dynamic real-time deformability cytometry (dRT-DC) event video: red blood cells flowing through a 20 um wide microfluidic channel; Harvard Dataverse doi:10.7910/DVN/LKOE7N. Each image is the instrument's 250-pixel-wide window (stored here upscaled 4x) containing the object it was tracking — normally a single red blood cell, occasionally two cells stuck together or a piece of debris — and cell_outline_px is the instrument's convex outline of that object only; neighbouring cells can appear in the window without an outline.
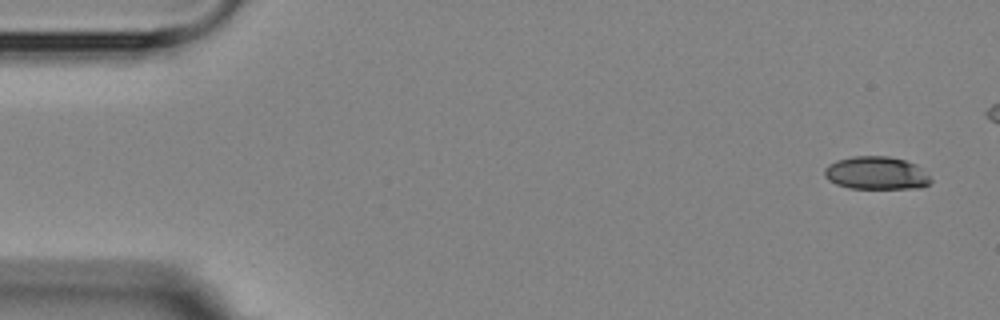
{"species": "Egyptian fruit bat (a non-hibernating species)", "species_latin": "Rousettus aegyptiacus", "temperature_condition": "room temperature", "stored_images_in_passage": 5, "segment_of_instrument_passage": [1, 2], "camera_frame_rate_fps": 3000, "um_per_image_px": 0.085, "animal": {"sex": "female"}, "frame": {"image": 1, "passage_image": 1, "time_ms": 0.0, "image_size_px": [1000, 320], "cell_outline_px": [[932, 180], [928, 184], [920, 188], [848, 188], [836, 184], [828, 180], [824, 176], [824, 168], [828, 164], [836, 160], [852, 156], [888, 156], [904, 160], [916, 164]], "centroid_in_image_um": [74.44, 14.71], "position_along_channel_um": 10.6, "area_um2": 20.4}}
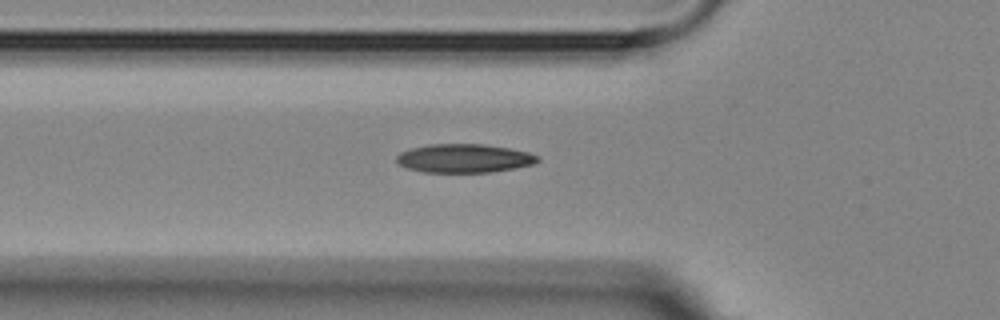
{"frame": {"image": 2, "passage_image": 4, "time_ms": 5.333, "image_size_px": [1000, 320], "cell_outline_px": [[540, 160], [532, 164], [516, 168], [488, 172], [424, 172], [408, 168], [400, 164], [396, 160], [396, 156], [400, 152], [412, 148], [428, 144], [484, 144], [508, 148], [528, 152], [540, 156]], "centroid_in_image_um": [39.46, 13.45], "position_along_channel_um": 86.3, "area_um2": 23.47}}